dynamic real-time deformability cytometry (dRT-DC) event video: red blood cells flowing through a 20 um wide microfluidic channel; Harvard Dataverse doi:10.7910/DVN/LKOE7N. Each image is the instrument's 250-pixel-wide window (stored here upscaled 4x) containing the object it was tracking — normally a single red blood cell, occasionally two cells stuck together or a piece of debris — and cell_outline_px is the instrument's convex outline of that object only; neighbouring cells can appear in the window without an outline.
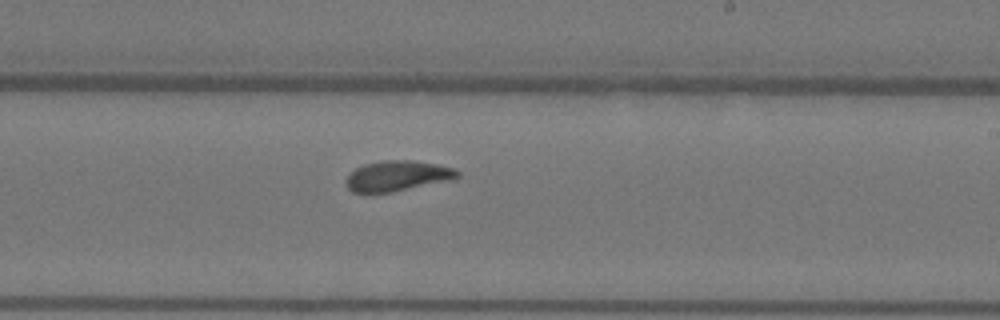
{"species": "Egyptian fruit bat (a non-hibernating species)", "species_latin": "Rousettus aegyptiacus", "temperature_condition": "warm", "stored_images_in_passage": 11, "camera_frame_rate_fps": 3000, "um_per_image_px": 0.085, "animal": {"sex": "female"}, "frame": {"image": 1, "passage_image": 11, "time_ms": 3.333, "image_size_px": [1000, 320], "cell_outline_px": [[460, 176], [456, 180], [392, 192], [352, 192], [348, 188], [348, 176], [356, 168], [364, 164], [380, 160], [412, 160], [436, 164], [456, 168], [460, 172]], "centroid_in_image_um": [33.89, 14.94], "position_along_channel_um": 255.1, "area_um2": 19.88}}